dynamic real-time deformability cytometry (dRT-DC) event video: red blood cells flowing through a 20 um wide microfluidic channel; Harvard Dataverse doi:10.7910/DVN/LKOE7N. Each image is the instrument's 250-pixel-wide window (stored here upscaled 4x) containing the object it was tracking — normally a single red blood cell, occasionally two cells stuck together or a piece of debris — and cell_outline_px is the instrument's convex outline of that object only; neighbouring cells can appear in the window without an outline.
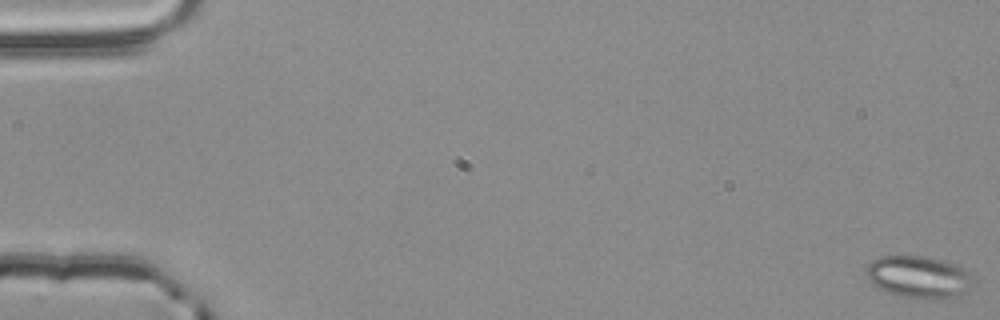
{"species": "common noctule bat (a hibernating species)", "species_latin": "Nyctalus noctula", "temperature_condition": "room temperature", "stored_images_in_passage": 55, "camera_frame_rate_fps": 3000, "um_per_image_px": 0.085, "animal": {"sex": "male", "body_mass_g": 20.4}, "frame": {"image": 1, "passage_image": 1, "time_ms": 0.0, "image_size_px": [1000, 320], "cell_outline_px": [[972, 280], [964, 292], [960, 296], [904, 296], [888, 292], [876, 288], [868, 280], [864, 272], [868, 264], [872, 260], [880, 256], [924, 256], [944, 260], [956, 264], [964, 268], [972, 276]], "centroid_in_image_um": [78.01, 23.48], "position_along_channel_um": 7.0, "area_um2": 25.61}}
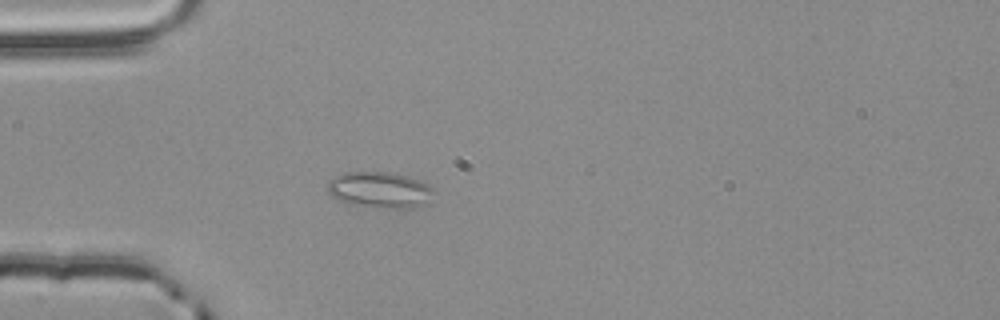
{"frame": {"image": 2, "passage_image": 17, "time_ms": 5.333, "image_size_px": [1000, 320], "cell_outline_px": [[432, 192], [428, 204], [416, 208], [396, 208], [348, 204], [332, 196], [328, 192], [328, 180], [344, 172], [388, 172], [408, 176], [420, 180], [432, 188]], "centroid_in_image_um": [32.29, 16.14], "position_along_channel_um": 52.7, "area_um2": 22.25}}
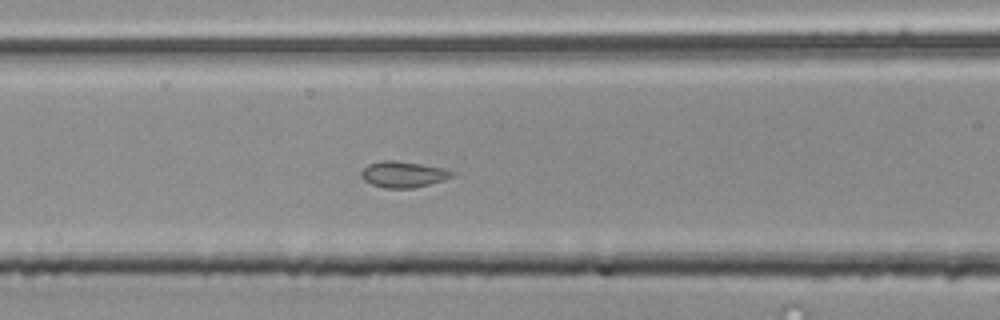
{"frame": {"image": 3, "passage_image": 24, "time_ms": 7.667, "image_size_px": [1000, 320], "cell_outline_px": [[456, 172], [452, 176], [444, 180], [412, 188], [384, 188], [372, 184], [364, 180], [360, 176], [360, 172], [368, 164], [380, 160], [392, 160], [420, 164], [444, 168]], "centroid_in_image_um": [34.25, 14.81], "position_along_channel_um": 132.4, "area_um2": 13.76}, "authors_computed_cell_mechanics": {"area_um2": 13.4096, "velocity_mm_per_s": 3.845, "shape_relaxation_time_tau1_ms": null, "shape_relaxation_time_tau2_ms": 0.9408, "deformation_change_tau1": null, "deformation_change_tau2": 0.067}}